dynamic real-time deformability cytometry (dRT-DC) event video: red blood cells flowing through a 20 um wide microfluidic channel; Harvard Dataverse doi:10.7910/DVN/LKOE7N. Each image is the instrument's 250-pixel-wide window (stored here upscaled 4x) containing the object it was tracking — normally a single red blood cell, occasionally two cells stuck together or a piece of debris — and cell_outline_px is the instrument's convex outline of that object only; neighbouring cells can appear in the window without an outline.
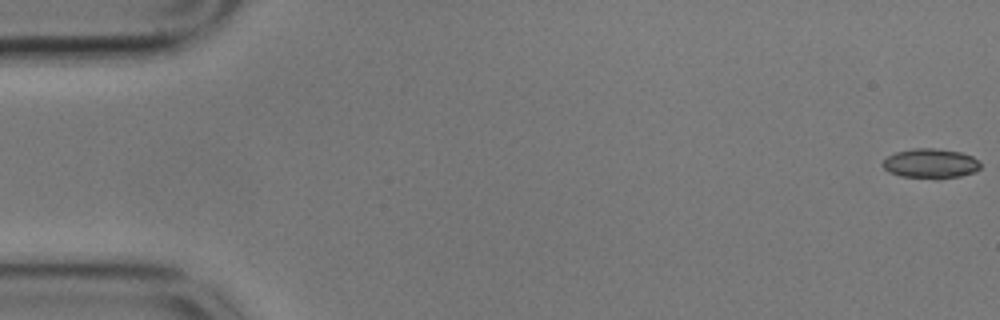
{"species": "common noctule bat (a hibernating species)", "species_latin": "Nyctalus noctula", "temperature_condition": "cold", "stored_images_in_passage": 14, "camera_frame_rate_fps": 3000, "um_per_image_px": 0.085, "animal": {"sex": "male", "body_mass_g": 17.9}, "frame": {"image": 1, "passage_image": 1, "time_ms": 0.0, "image_size_px": [1000, 320], "cell_outline_px": [[980, 168], [976, 172], [960, 176], [940, 180], [936, 180], [900, 176], [888, 172], [880, 164], [888, 156], [896, 152], [912, 148], [932, 148], [960, 152], [972, 156], [980, 164]], "centroid_in_image_um": [79.08, 13.92], "position_along_channel_um": 5.9, "area_um2": 17.22}}